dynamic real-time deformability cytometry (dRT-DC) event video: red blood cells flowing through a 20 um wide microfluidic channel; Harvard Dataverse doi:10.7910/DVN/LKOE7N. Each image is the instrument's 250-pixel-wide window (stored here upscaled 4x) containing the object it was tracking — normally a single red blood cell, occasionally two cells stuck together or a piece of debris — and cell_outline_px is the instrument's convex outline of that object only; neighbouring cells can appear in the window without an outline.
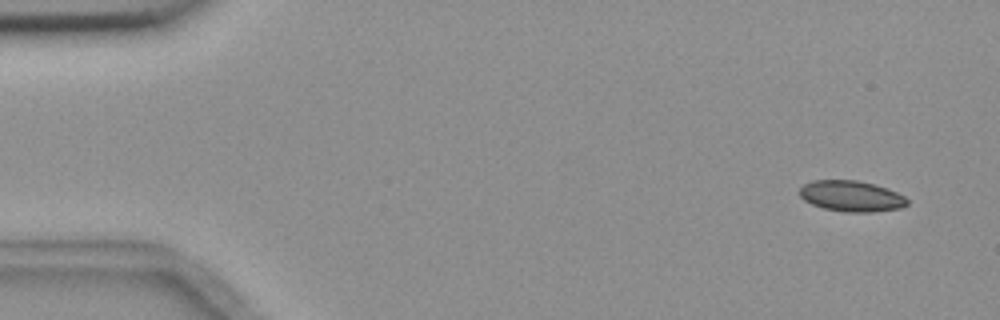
{"species": "common noctule bat (a hibernating species)", "species_latin": "Nyctalus noctula", "temperature_condition": "room temperature", "stored_images_in_passage": 9, "camera_frame_rate_fps": 3000, "um_per_image_px": 0.085, "animal": {"sex": "female", "body_mass_g": 18.4}, "frame": {"image": 1, "passage_image": 1, "time_ms": 0.0, "image_size_px": [1000, 320], "cell_outline_px": [[908, 204], [900, 208], [872, 212], [844, 212], [824, 208], [812, 204], [804, 200], [800, 196], [800, 188], [804, 184], [812, 180], [856, 180], [888, 188], [904, 196], [908, 200]], "centroid_in_image_um": [72.36, 16.67], "position_along_channel_um": 12.6, "area_um2": 19.31}}
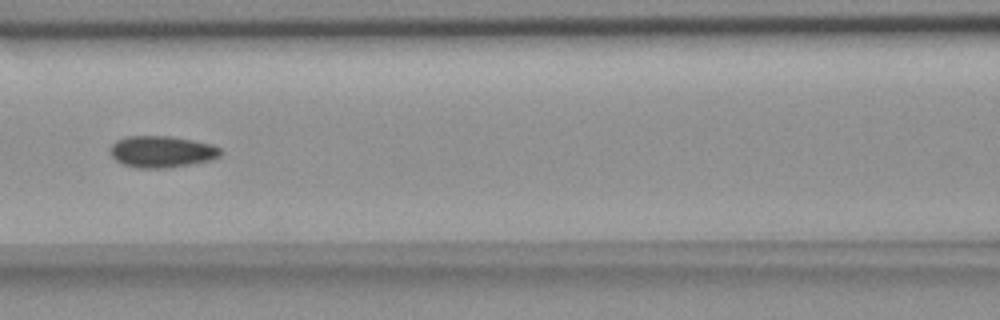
{"frame": {"image": 2, "passage_image": 7, "time_ms": 7.0, "image_size_px": [1000, 320], "cell_outline_px": [[220, 156], [212, 160], [168, 168], [136, 168], [124, 164], [116, 160], [108, 152], [112, 144], [116, 140], [124, 136], [172, 136], [212, 144], [220, 148]], "centroid_in_image_um": [13.72, 12.89], "position_along_channel_um": 152.9, "area_um2": 20.46}}
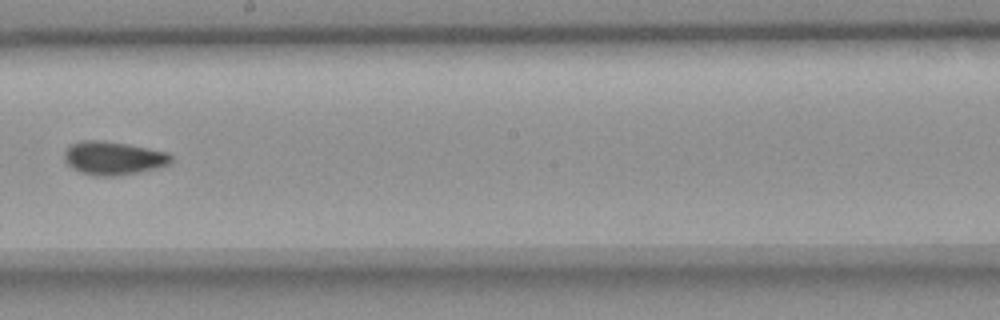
{"frame": {"image": 3, "passage_image": 9, "time_ms": 9.333, "image_size_px": [1000, 320], "cell_outline_px": [[172, 164], [140, 172], [116, 176], [92, 176], [80, 172], [72, 168], [64, 160], [64, 152], [72, 144], [80, 140], [100, 140], [128, 144], [168, 152], [172, 156]], "centroid_in_image_um": [9.65, 13.45], "position_along_channel_um": 238.6, "area_um2": 20.98}}